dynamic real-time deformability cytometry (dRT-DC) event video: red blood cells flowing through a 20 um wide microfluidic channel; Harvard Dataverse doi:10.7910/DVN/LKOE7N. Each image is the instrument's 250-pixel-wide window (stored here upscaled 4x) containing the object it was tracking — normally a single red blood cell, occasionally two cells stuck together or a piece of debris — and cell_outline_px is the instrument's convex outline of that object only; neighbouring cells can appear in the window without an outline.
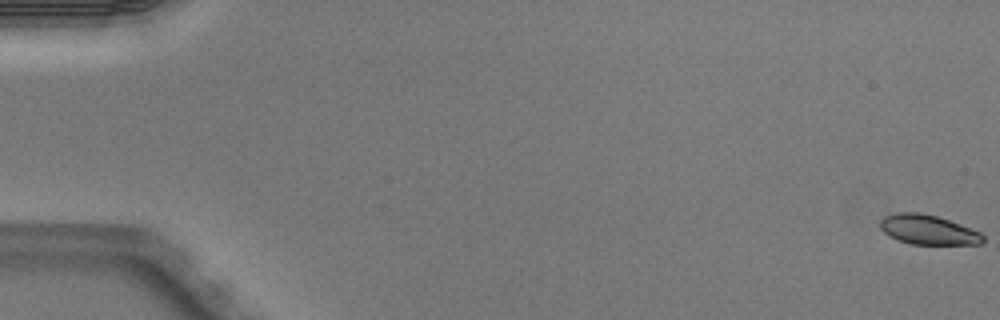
{"species": "Egyptian fruit bat (a non-hibernating species)", "species_latin": "Rousettus aegyptiacus", "temperature_condition": "warm", "stored_images_in_passage": 6, "camera_frame_rate_fps": 3000, "um_per_image_px": 0.085, "animal": {"sex": "male"}, "frame": {"image": 1, "passage_image": 1, "time_ms": 0.0, "image_size_px": [1000, 320], "cell_outline_px": [[984, 240], [980, 244], [908, 244], [896, 240], [888, 236], [880, 228], [880, 220], [884, 216], [896, 212], [920, 212], [936, 216], [960, 224], [980, 232], [984, 236]], "centroid_in_image_um": [78.84, 19.53], "position_along_channel_um": 6.2, "area_um2": 17.86}}
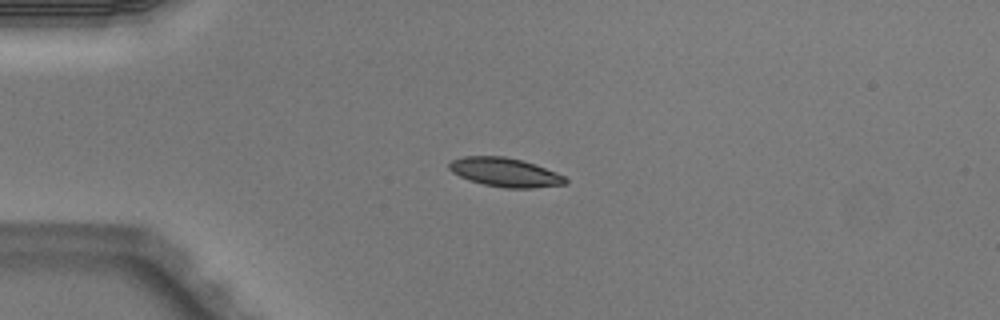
{"frame": {"image": 2, "passage_image": 4, "time_ms": 1.0, "image_size_px": [1000, 320], "cell_outline_px": [[568, 184], [532, 188], [504, 188], [484, 184], [468, 180], [452, 172], [448, 168], [448, 164], [452, 160], [464, 156], [504, 156], [520, 160], [556, 172], [564, 176], [568, 180]], "centroid_in_image_um": [42.92, 14.65], "position_along_channel_um": 42.1, "area_um2": 19.48}}
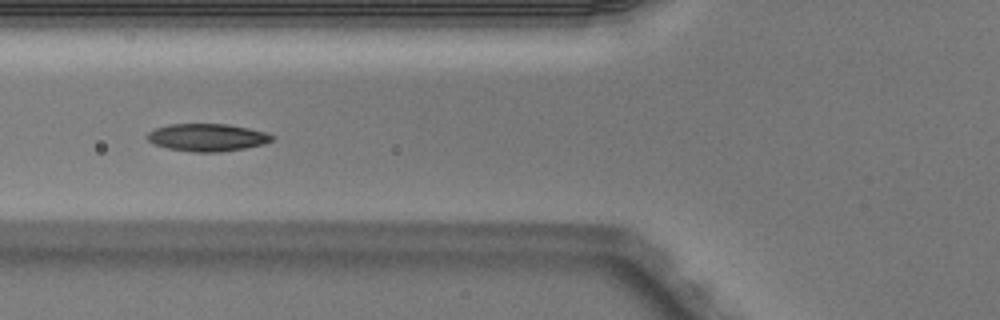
{"frame": {"image": 3, "passage_image": 6, "time_ms": 1.667, "image_size_px": [1000, 320], "cell_outline_px": [[276, 136], [272, 140], [264, 144], [244, 148], [220, 152], [192, 152], [168, 148], [156, 144], [148, 140], [144, 136], [148, 132], [156, 128], [168, 124], [228, 124], [248, 128], [264, 132]], "centroid_in_image_um": [17.61, 11.68], "position_along_channel_um": 108.2, "area_um2": 20.0}}